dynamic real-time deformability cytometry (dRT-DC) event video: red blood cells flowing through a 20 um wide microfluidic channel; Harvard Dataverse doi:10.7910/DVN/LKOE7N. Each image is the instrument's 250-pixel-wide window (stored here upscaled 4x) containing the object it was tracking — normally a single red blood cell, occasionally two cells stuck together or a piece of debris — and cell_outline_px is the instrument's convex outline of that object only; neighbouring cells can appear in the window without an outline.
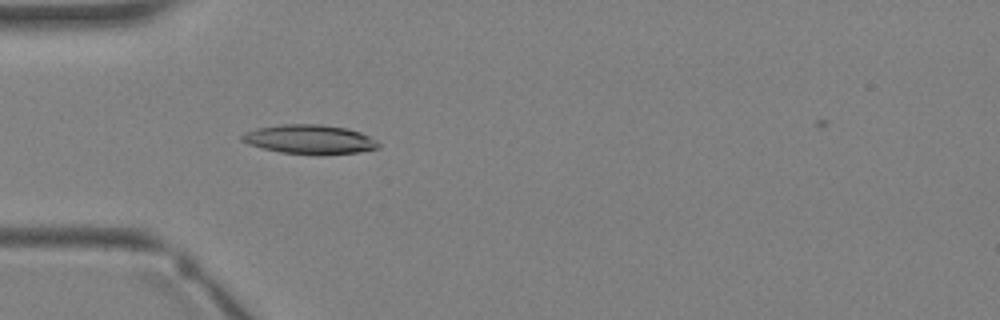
{"species": "Egyptian fruit bat (a non-hibernating species)", "species_latin": "Rousettus aegyptiacus", "temperature_condition": "warm", "stored_images_in_passage": 3, "camera_frame_rate_fps": 3000, "um_per_image_px": 0.085, "animal": {"sex": "female"}, "frame": {"image": 1, "passage_image": 3, "time_ms": 3.333, "image_size_px": [1000, 320], "cell_outline_px": [[380, 148], [360, 152], [320, 156], [280, 152], [248, 144], [240, 140], [240, 136], [244, 132], [256, 128], [280, 124], [320, 124], [348, 128], [360, 132], [376, 140], [380, 144]], "centroid_in_image_um": [26.33, 11.86], "position_along_channel_um": 58.7, "area_um2": 23.7}}